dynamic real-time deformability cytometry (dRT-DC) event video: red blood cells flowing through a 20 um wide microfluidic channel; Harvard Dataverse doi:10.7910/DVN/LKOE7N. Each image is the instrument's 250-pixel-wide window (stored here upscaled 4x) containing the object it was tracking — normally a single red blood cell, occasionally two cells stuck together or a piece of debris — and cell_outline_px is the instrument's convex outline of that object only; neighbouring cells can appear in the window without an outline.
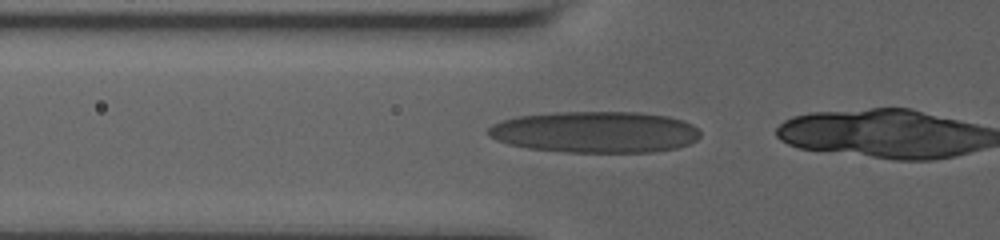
{"species": "human", "species_latin": "Homo sapiens", "temperature_condition": "room temperature", "stored_images_in_passage": 19, "camera_frame_rate_fps": 3000, "um_per_image_px": 0.085, "donor": {"sex": "male"}, "frame": {"image": 1, "passage_image": 17, "time_ms": 5.333, "image_size_px": [1000, 240], "cell_outline_px": [[700, 136], [696, 140], [688, 144], [676, 148], [656, 152], [564, 152], [528, 148], [508, 144], [496, 140], [488, 136], [488, 128], [492, 124], [500, 120], [516, 116], [556, 112], [640, 112], [668, 116], [684, 120], [692, 124], [700, 132]], "centroid_in_image_um": [50.58, 11.22], "position_along_channel_um": 75.2, "area_um2": 51.56}}